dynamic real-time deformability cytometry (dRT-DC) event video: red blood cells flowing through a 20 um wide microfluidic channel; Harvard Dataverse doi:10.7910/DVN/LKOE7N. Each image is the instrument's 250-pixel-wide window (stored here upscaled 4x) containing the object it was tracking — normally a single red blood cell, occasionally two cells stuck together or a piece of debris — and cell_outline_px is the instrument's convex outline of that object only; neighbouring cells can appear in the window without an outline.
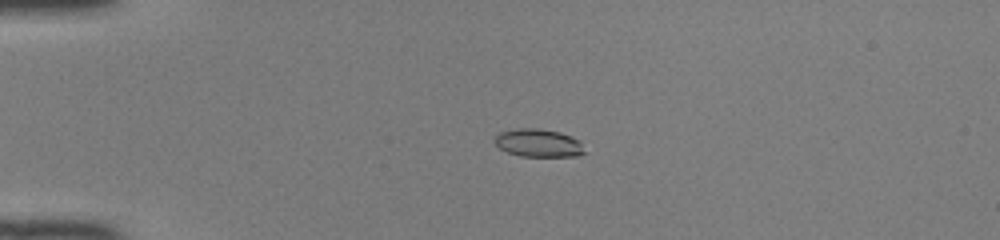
{"species": "common noctule bat (a hibernating species)", "species_latin": "Nyctalus noctula", "temperature_condition": "room temperature", "stored_images_in_passage": 50, "camera_frame_rate_fps": 3000, "um_per_image_px": 0.085, "animal": {"sex": "female", "body_mass_g": 22.0, "forearm_length_mm": 56.7}, "frame": {"image": 1, "passage_image": 13, "time_ms": 4.0, "image_size_px": [1000, 240], "cell_outline_px": [[588, 152], [580, 156], [520, 156], [508, 152], [500, 148], [496, 144], [496, 136], [500, 132], [516, 128], [540, 128], [560, 132], [572, 136], [580, 140]], "centroid_in_image_um": [45.85, 12.15], "position_along_channel_um": 39.1, "area_um2": 14.85}}
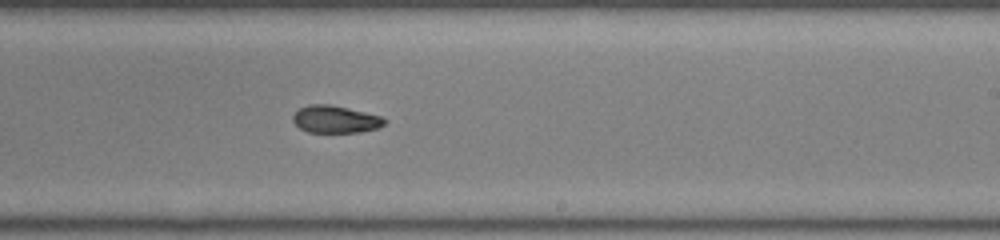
{"frame": {"image": 2, "passage_image": 32, "time_ms": 10.333, "image_size_px": [1000, 240], "cell_outline_px": [[388, 120], [384, 124], [376, 128], [360, 132], [308, 132], [300, 128], [292, 120], [292, 116], [300, 108], [308, 104], [328, 104], [348, 108], [380, 116]], "centroid_in_image_um": [28.49, 10.14], "position_along_channel_um": 260.5, "area_um2": 14.45}}
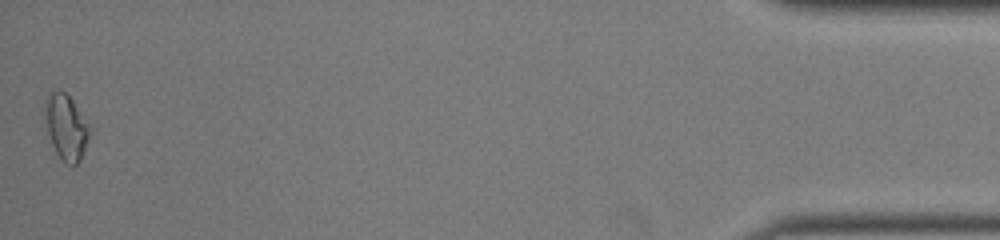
{"frame": {"image": 3, "passage_image": 50, "time_ms": 16.333, "image_size_px": [1000, 240], "cell_outline_px": [[92, 128], [88, 140], [80, 160], [76, 164], [64, 164], [60, 160], [52, 144], [48, 132], [44, 116], [44, 100], [48, 92], [64, 92], [72, 100]], "centroid_in_image_um": [5.61, 10.81], "position_along_channel_um": 429.6, "area_um2": 17.05}, "authors_computed_cell_mechanics": {"area_um2": 15.0858, "velocity_mm_per_s": 4.1639, "shape_relaxation_time_tau1_ms": null, "shape_relaxation_time_tau2_ms": 6.46, "deformation_change_tau1": null, "deformation_change_tau2": 0.1064}}